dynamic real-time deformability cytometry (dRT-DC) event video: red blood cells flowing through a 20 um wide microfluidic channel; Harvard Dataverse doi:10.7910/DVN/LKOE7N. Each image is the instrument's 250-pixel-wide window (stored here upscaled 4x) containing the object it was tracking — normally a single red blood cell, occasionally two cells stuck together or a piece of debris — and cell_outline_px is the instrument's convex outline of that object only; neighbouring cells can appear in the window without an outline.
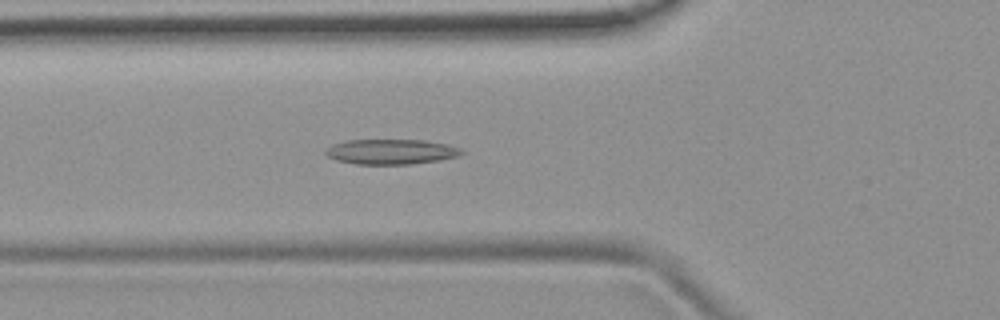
{"species": "common noctule bat (a hibernating species)", "species_latin": "Nyctalus noctula", "temperature_condition": "room temperature", "stored_images_in_passage": 53, "camera_frame_rate_fps": 3000, "um_per_image_px": 0.085, "animal": {"sex": "female", "body_mass_g": 19.9}, "frame": {"image": 1, "passage_image": 19, "time_ms": 6.0, "image_size_px": [1000, 320], "cell_outline_px": [[464, 152], [460, 156], [436, 160], [408, 164], [356, 164], [336, 160], [328, 156], [324, 152], [332, 144], [348, 140], [424, 140], [448, 144], [460, 148]], "centroid_in_image_um": [33.24, 12.89], "position_along_channel_um": 92.6, "area_um2": 19.77}}
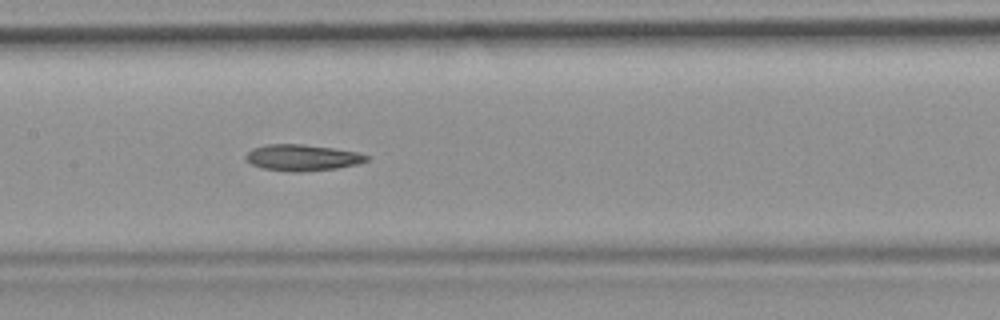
{"frame": {"image": 2, "passage_image": 26, "time_ms": 8.333, "image_size_px": [1000, 320], "cell_outline_px": [[368, 160], [356, 164], [336, 168], [300, 172], [292, 172], [264, 168], [252, 164], [244, 156], [252, 148], [264, 144], [304, 144], [332, 148], [356, 152], [368, 156]], "centroid_in_image_um": [25.66, 13.39], "position_along_channel_um": 181.7, "area_um2": 18.26}}
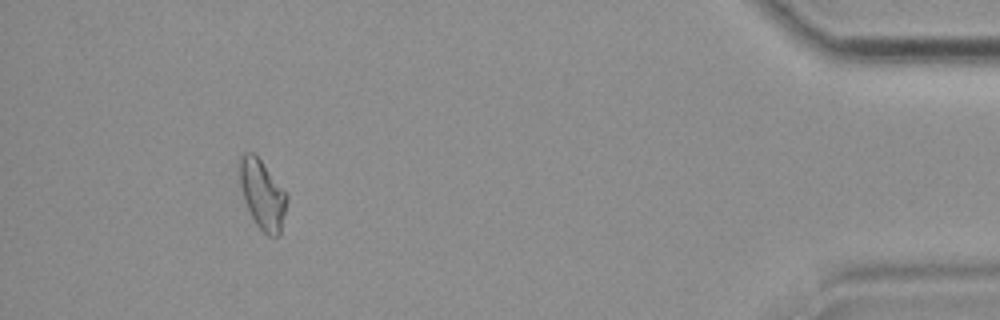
{"frame": {"image": 3, "passage_image": 49, "time_ms": 16.0, "image_size_px": [1000, 320], "cell_outline_px": [[288, 200], [280, 232], [276, 236], [268, 236], [256, 224], [244, 200], [240, 184], [240, 156], [244, 152], [252, 152], [260, 160], [288, 196]], "centroid_in_image_um": [22.3, 16.54], "position_along_channel_um": 412.9, "area_um2": 18.5}, "authors_computed_cell_mechanics": {"area_um2": 18.9006, "velocity_mm_per_s": 3.8002, "shape_relaxation_time_tau1_ms": null, "shape_relaxation_time_tau2_ms": 6.0809, "deformation_change_tau1": null, "deformation_change_tau2": 0.1434}}